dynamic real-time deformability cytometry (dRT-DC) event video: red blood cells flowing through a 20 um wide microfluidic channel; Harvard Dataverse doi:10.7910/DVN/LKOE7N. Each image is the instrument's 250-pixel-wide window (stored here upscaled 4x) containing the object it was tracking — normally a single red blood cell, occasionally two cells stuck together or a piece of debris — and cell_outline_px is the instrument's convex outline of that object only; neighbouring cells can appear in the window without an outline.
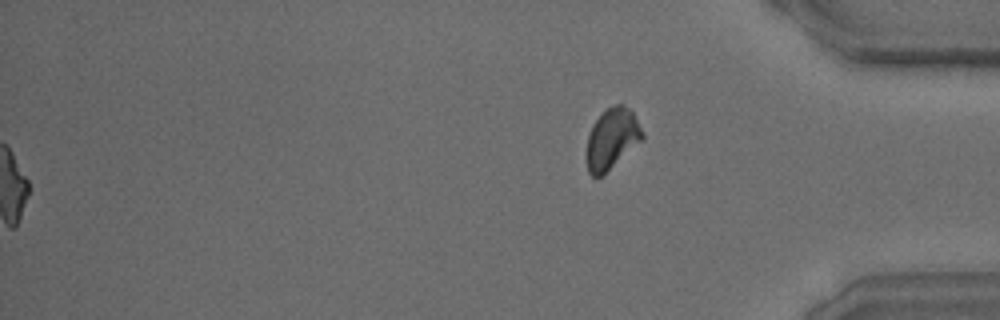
{"species": "common noctule bat (a hibernating species)", "species_latin": "Nyctalus noctula", "temperature_condition": "warm", "stored_images_in_passage": 42, "segment_of_instrument_passage": [2, 2], "camera_frame_rate_fps": 3000, "um_per_image_px": 0.085, "animal": {"sex": "male", "body_mass_g": 15.6}, "frame": {"image": 1, "passage_image": 42, "time_ms": 13.667, "image_size_px": [1000, 320], "cell_outline_px": [[644, 136], [640, 140], [600, 176], [592, 176], [588, 172], [588, 136], [592, 124], [612, 104], [624, 104], [632, 112], [644, 132]], "centroid_in_image_um": [52.01, 11.73], "position_along_channel_um": 383.2, "area_um2": 18.79}}